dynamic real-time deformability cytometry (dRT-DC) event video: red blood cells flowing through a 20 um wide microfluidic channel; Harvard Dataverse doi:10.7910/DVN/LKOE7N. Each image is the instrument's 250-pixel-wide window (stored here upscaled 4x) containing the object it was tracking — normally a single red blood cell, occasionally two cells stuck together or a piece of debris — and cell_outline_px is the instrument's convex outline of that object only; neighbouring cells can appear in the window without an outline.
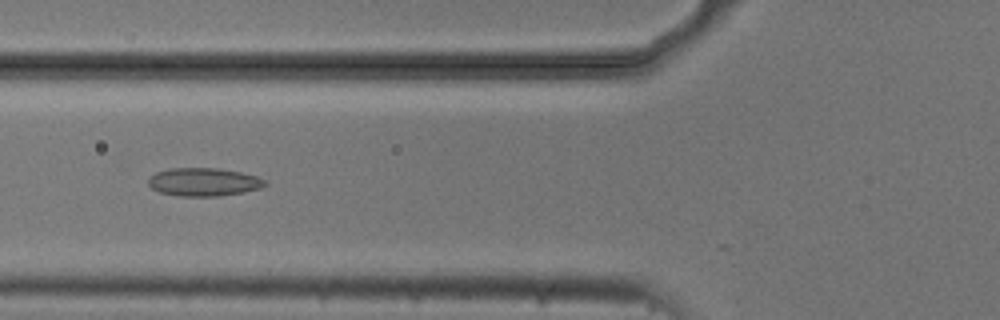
{"species": "common noctule bat (a hibernating species)", "species_latin": "Nyctalus noctula", "temperature_condition": "cold", "stored_images_in_passage": 7, "camera_frame_rate_fps": 3000, "um_per_image_px": 0.085, "animal": {"sex": "male", "body_mass_g": 20.5, "forearm_length_mm": 52.5}, "frame": {"image": 1, "passage_image": 4, "time_ms": 1.0, "image_size_px": [1000, 320], "cell_outline_px": [[268, 184], [260, 188], [244, 192], [220, 196], [176, 196], [160, 192], [152, 188], [148, 184], [148, 180], [156, 172], [168, 168], [220, 168], [240, 172], [256, 176], [264, 180]], "centroid_in_image_um": [17.31, 15.47], "position_along_channel_um": 108.5, "area_um2": 19.19}}
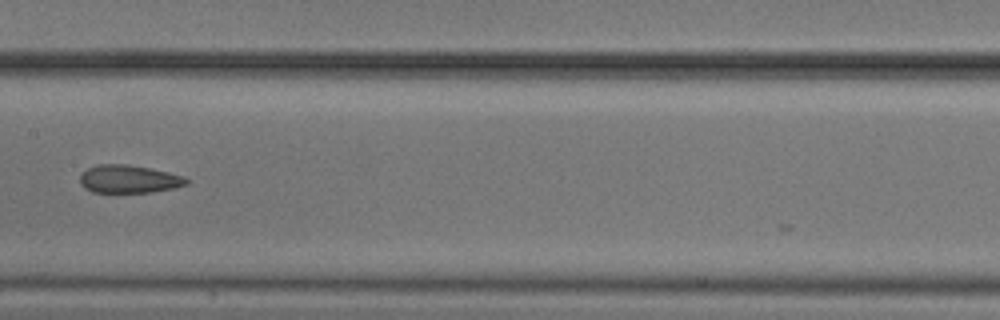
{"frame": {"image": 2, "passage_image": 6, "time_ms": 1.667, "image_size_px": [1000, 320], "cell_outline_px": [[188, 184], [172, 188], [152, 192], [92, 192], [84, 188], [80, 184], [80, 176], [88, 168], [96, 164], [128, 164], [168, 172], [184, 176], [188, 180]], "centroid_in_image_um": [10.93, 15.22], "position_along_channel_um": 196.5, "area_um2": 17.28}}
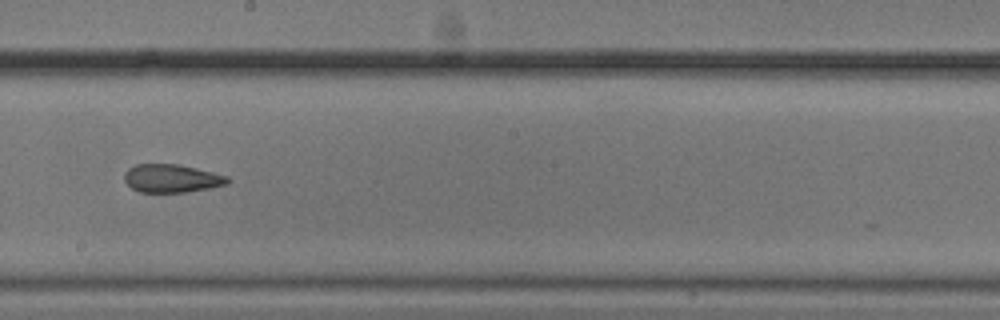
{"frame": {"image": 3, "passage_image": 7, "time_ms": 2.0, "image_size_px": [1000, 320], "cell_outline_px": [[232, 180], [228, 184], [188, 192], [140, 192], [132, 188], [124, 180], [124, 172], [128, 168], [136, 164], [176, 164], [196, 168], [228, 176]], "centroid_in_image_um": [14.6, 15.16], "position_along_channel_um": 233.6, "area_um2": 16.99}}